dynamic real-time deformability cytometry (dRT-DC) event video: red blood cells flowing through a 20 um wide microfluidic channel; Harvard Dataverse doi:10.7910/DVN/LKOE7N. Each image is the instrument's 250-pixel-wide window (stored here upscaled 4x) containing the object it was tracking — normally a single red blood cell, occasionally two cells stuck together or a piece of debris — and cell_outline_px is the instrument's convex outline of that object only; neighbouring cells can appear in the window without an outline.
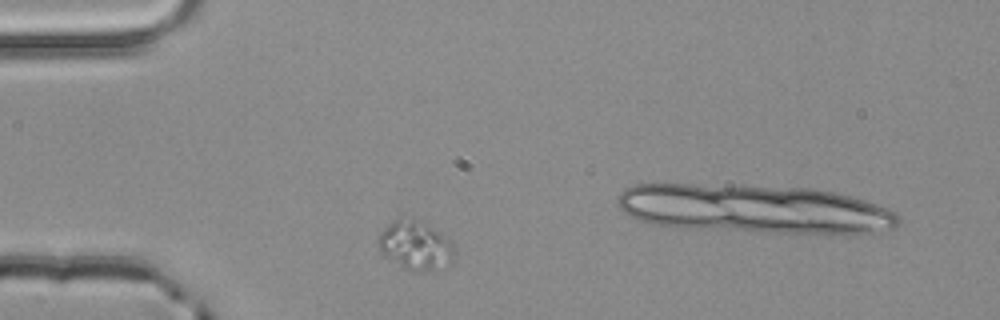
{"species": "common noctule bat (a hibernating species)", "species_latin": "Nyctalus noctula", "temperature_condition": "room temperature", "stored_images_in_passage": 2, "camera_frame_rate_fps": 3000, "um_per_image_px": 0.085, "animal": {"sex": "male", "body_mass_g": 20.4}, "frame": {"image": 1, "passage_image": 1, "time_ms": 0.0, "image_size_px": [1000, 320], "cell_outline_px": [[452, 260], [448, 264], [432, 272], [412, 272], [404, 268], [384, 256], [380, 252], [376, 244], [376, 240], [380, 232], [388, 224], [396, 220], [412, 220], [428, 224], [440, 232], [452, 244]], "centroid_in_image_um": [35.26, 20.91], "position_along_channel_um": 49.7, "area_um2": 21.5}}